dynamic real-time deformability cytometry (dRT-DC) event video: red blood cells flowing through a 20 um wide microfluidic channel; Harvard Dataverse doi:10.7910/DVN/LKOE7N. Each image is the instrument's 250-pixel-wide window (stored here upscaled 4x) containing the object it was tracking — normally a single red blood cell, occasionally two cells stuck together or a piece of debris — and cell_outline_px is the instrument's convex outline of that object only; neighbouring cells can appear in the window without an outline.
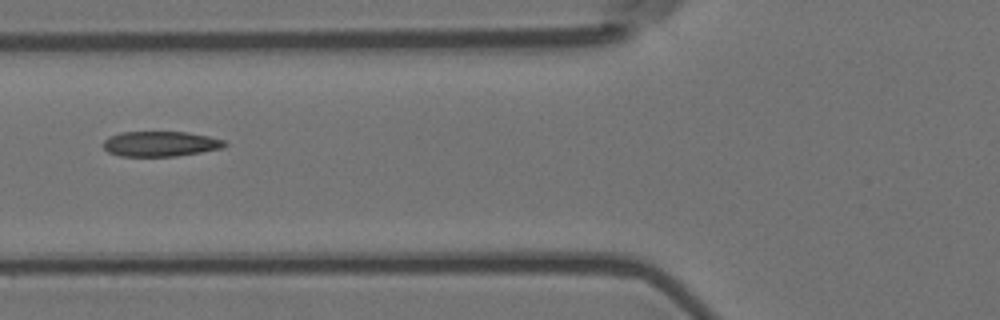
{"species": "Egyptian fruit bat (a non-hibernating species)", "species_latin": "Rousettus aegyptiacus", "temperature_condition": "room temperature", "stored_images_in_passage": 7, "camera_frame_rate_fps": 3000, "um_per_image_px": 0.085, "animal": {"sex": "female"}, "frame": {"image": 1, "passage_image": 7, "time_ms": 2.0, "image_size_px": [1000, 320], "cell_outline_px": [[228, 144], [224, 148], [176, 156], [120, 156], [108, 152], [104, 148], [104, 140], [108, 136], [120, 132], [188, 132], [208, 136], [224, 140]], "centroid_in_image_um": [13.64, 12.22], "position_along_channel_um": 112.2, "area_um2": 17.86}}